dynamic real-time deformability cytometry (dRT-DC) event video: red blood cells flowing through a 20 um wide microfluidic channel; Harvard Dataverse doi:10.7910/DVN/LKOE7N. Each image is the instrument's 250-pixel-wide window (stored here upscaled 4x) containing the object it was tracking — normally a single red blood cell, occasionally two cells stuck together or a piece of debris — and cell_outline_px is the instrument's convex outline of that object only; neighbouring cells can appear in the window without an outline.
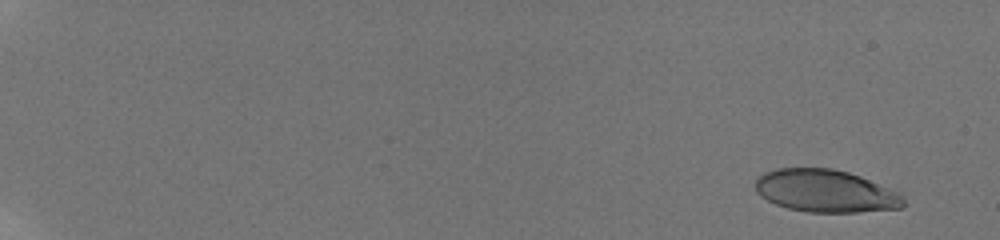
{"species": "human", "species_latin": "Homo sapiens", "temperature_condition": "room temperature", "stored_images_in_passage": 48, "camera_frame_rate_fps": 3000, "um_per_image_px": 0.085, "donor": {"sex": "male"}, "frame": {"image": 1, "passage_image": 3, "time_ms": 1.333, "image_size_px": [1000, 240], "cell_outline_px": [[904, 204], [900, 208], [856, 212], [808, 212], [788, 208], [776, 204], [760, 196], [756, 192], [756, 180], [764, 172], [776, 168], [832, 168], [848, 172], [860, 176], [900, 192], [904, 196]], "centroid_in_image_um": [70.18, 16.23], "position_along_channel_um": 14.8, "area_um2": 36.76}}
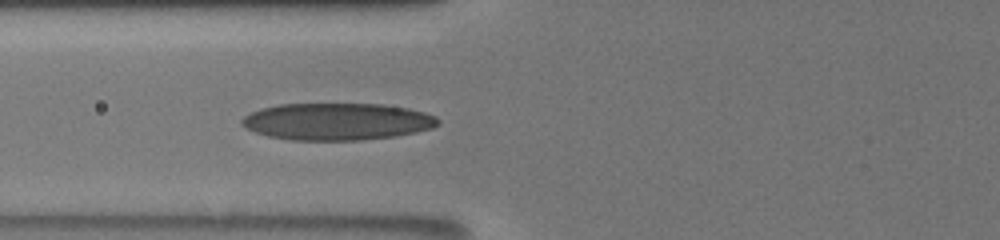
{"frame": {"image": 2, "passage_image": 19, "time_ms": 9.0, "image_size_px": [1000, 240], "cell_outline_px": [[440, 124], [432, 128], [416, 132], [396, 136], [360, 140], [292, 140], [268, 136], [256, 132], [240, 124], [240, 120], [244, 116], [260, 108], [280, 104], [384, 104], [408, 108], [424, 112], [436, 116], [440, 120]], "centroid_in_image_um": [28.67, 10.33], "position_along_channel_um": 97.1, "area_um2": 42.48}}
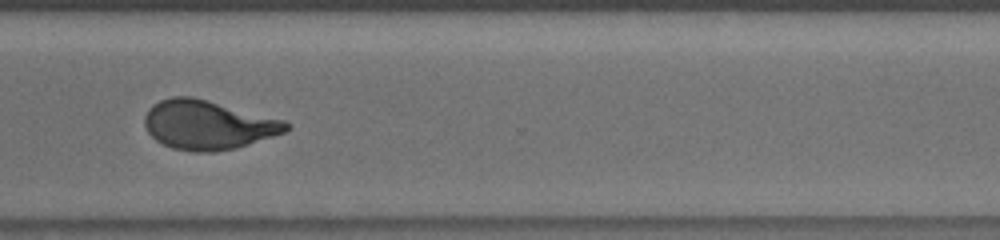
{"frame": {"image": 3, "passage_image": 33, "time_ms": 15.667, "image_size_px": [1000, 240], "cell_outline_px": [[292, 124], [284, 132], [236, 148], [212, 152], [192, 152], [172, 148], [156, 140], [148, 132], [144, 124], [144, 116], [148, 108], [152, 104], [160, 100], [172, 96], [192, 96], [208, 100], [284, 120]], "centroid_in_image_um": [17.63, 10.61], "position_along_channel_um": 353.0, "area_um2": 40.46}, "authors_computed_cell_mechanics": {"area_um2": 39.4196, "velocity_mm_per_s": 3.8395, "shape_relaxation_time_tau1_ms": 5.885, "shape_relaxation_time_tau2_ms": 0.9409, "deformation_change_tau1": 0.2451, "deformation_change_tau2": 0.0768}}